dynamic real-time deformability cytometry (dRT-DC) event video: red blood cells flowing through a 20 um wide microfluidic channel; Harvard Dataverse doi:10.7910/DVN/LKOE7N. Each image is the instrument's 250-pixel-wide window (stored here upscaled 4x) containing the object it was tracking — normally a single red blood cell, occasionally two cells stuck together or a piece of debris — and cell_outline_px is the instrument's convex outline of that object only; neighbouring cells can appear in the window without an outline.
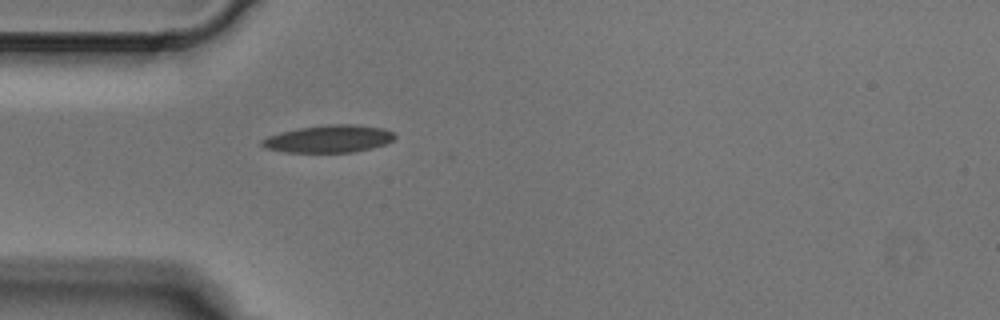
{"species": "Egyptian fruit bat (a non-hibernating species)", "species_latin": "Rousettus aegyptiacus", "temperature_condition": "cold", "stored_images_in_passage": 1, "camera_frame_rate_fps": 3000, "um_per_image_px": 0.085, "animal": {"sex": "male"}, "frame": {"image": 1, "passage_image": 1, "time_ms": 0.0, "image_size_px": [1000, 320], "cell_outline_px": [[396, 136], [392, 140], [384, 144], [372, 148], [352, 152], [284, 152], [264, 148], [260, 144], [260, 140], [268, 136], [280, 132], [300, 128], [328, 124], [356, 124], [384, 128], [392, 132]], "centroid_in_image_um": [27.92, 11.8], "position_along_channel_um": 57.1, "area_um2": 21.27}}